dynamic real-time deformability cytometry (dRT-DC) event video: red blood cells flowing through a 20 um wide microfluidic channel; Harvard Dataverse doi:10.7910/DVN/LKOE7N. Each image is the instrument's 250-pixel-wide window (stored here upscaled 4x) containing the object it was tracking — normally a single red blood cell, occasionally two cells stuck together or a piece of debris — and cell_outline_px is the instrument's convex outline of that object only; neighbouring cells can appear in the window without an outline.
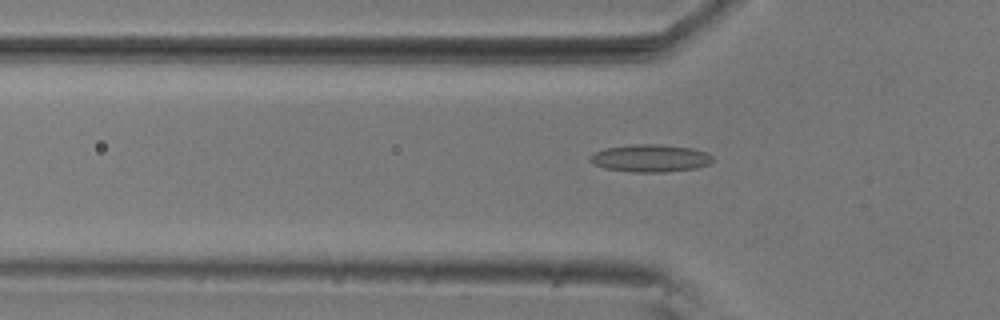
{"species": "common noctule bat (a hibernating species)", "species_latin": "Nyctalus noctula", "temperature_condition": "room temperature", "stored_images_in_passage": 49, "camera_frame_rate_fps": 3000, "um_per_image_px": 0.085, "animal": {"sex": "male", "body_mass_g": 20.5, "forearm_length_mm": 52.5}, "frame": {"image": 1, "passage_image": 12, "time_ms": 3.667, "image_size_px": [1000, 320], "cell_outline_px": [[712, 160], [708, 164], [696, 168], [664, 172], [632, 172], [604, 168], [592, 164], [588, 160], [588, 156], [592, 152], [604, 148], [636, 144], [660, 144], [692, 148], [708, 152], [712, 156]], "centroid_in_image_um": [55.22, 13.44], "position_along_channel_um": 70.6, "area_um2": 19.88}}
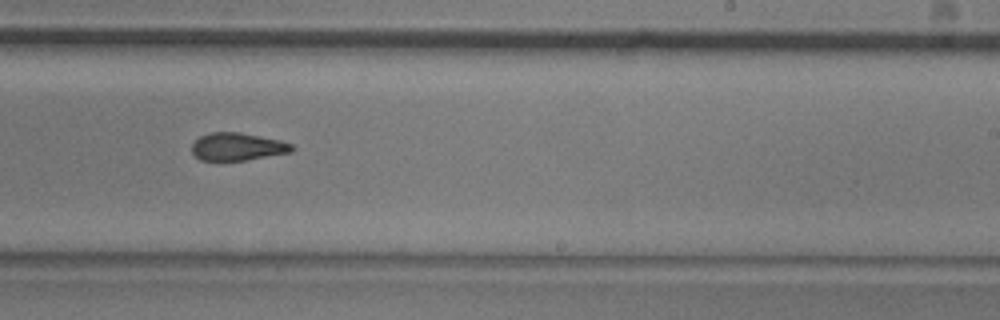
{"frame": {"image": 2, "passage_image": 28, "time_ms": 9.0, "image_size_px": [1000, 320], "cell_outline_px": [[296, 148], [292, 152], [248, 160], [200, 160], [192, 152], [192, 144], [200, 136], [208, 132], [240, 132], [280, 140], [292, 144]], "centroid_in_image_um": [20.21, 12.46], "position_along_channel_um": 268.8, "area_um2": 16.24}}
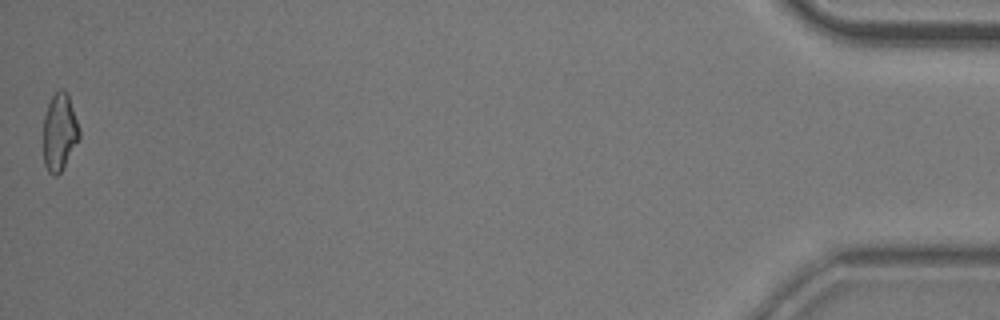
{"frame": {"image": 3, "passage_image": 49, "time_ms": 16.0, "image_size_px": [1000, 320], "cell_outline_px": [[80, 136], [64, 168], [56, 176], [52, 176], [48, 172], [44, 164], [44, 116], [48, 104], [52, 96], [60, 88], [64, 88], [68, 92], [80, 132]], "centroid_in_image_um": [5.06, 11.23], "position_along_channel_um": 430.1, "area_um2": 16.24}, "authors_computed_cell_mechanics": {"area_um2": 16.9932, "velocity_mm_per_s": 3.6951, "shape_relaxation_time_tau1_ms": 7.4092, "shape_relaxation_time_tau2_ms": 1.8354, "deformation_change_tau1": 0.1892, "deformation_change_tau2": 0.0722}}